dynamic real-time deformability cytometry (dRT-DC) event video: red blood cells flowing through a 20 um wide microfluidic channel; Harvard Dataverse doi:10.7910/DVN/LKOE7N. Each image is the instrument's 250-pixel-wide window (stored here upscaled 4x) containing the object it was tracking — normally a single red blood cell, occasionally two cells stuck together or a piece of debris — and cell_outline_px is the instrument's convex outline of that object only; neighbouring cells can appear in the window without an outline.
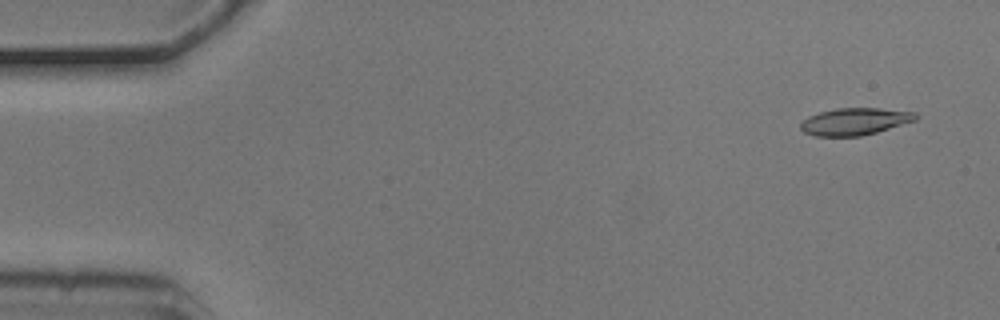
{"species": "common noctule bat (a hibernating species)", "species_latin": "Nyctalus noctula", "temperature_condition": "cold", "stored_images_in_passage": 5, "camera_frame_rate_fps": 3000, "um_per_image_px": 0.085, "animal": {"sex": "male", "body_mass_g": 20.5, "forearm_length_mm": 52.5}, "frame": {"image": 1, "passage_image": 1, "time_ms": 0.0, "image_size_px": [1000, 320], "cell_outline_px": [[920, 116], [916, 120], [876, 132], [860, 136], [816, 136], [804, 132], [800, 128], [800, 124], [808, 116], [820, 112], [836, 108], [880, 108], [916, 112]], "centroid_in_image_um": [72.68, 10.32], "position_along_channel_um": 12.3, "area_um2": 18.15}}
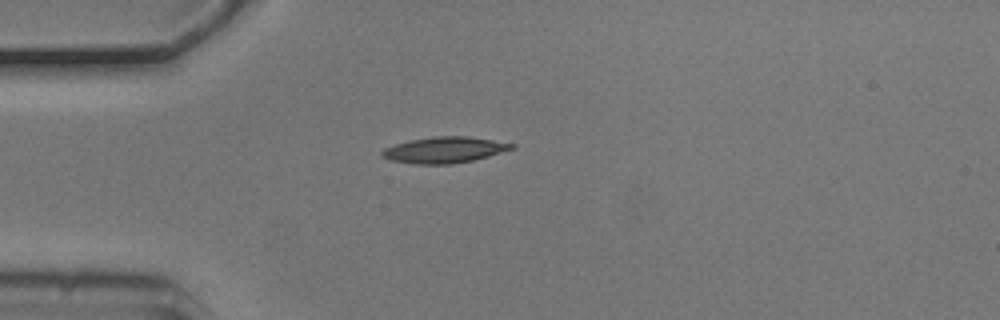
{"frame": {"image": 2, "passage_image": 4, "time_ms": 1.0, "image_size_px": [1000, 320], "cell_outline_px": [[516, 148], [488, 156], [472, 160], [452, 164], [416, 164], [388, 160], [380, 156], [380, 152], [384, 148], [408, 140], [432, 136], [468, 136], [516, 144]], "centroid_in_image_um": [37.74, 12.74], "position_along_channel_um": 47.3, "area_um2": 19.83}}